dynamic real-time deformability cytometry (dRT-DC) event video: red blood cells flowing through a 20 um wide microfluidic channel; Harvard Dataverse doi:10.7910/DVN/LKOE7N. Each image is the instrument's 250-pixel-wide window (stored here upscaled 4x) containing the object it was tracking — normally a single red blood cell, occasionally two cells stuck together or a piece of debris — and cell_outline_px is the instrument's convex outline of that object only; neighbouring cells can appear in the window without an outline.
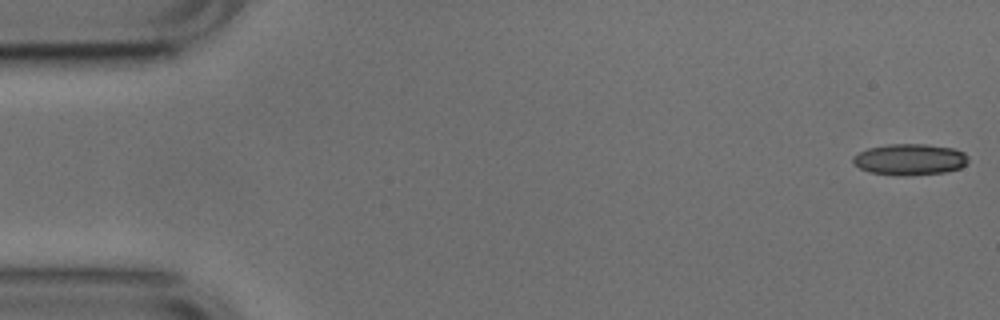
{"species": "common noctule bat (a hibernating species)", "species_latin": "Nyctalus noctula", "temperature_condition": "cold", "stored_images_in_passage": 52, "camera_frame_rate_fps": 3000, "um_per_image_px": 0.085, "animal": {"sex": "male", "body_mass_g": 17.9, "forearm_length_mm": 54.2}, "frame": {"image": 1, "passage_image": 1, "time_ms": 0.0, "image_size_px": [1000, 320], "cell_outline_px": [[968, 160], [960, 168], [944, 172], [908, 176], [896, 176], [868, 172], [860, 168], [852, 160], [852, 156], [868, 148], [888, 144], [924, 144], [956, 148], [964, 152], [968, 156]], "centroid_in_image_um": [77.33, 13.56], "position_along_channel_um": 7.7, "area_um2": 21.15}}
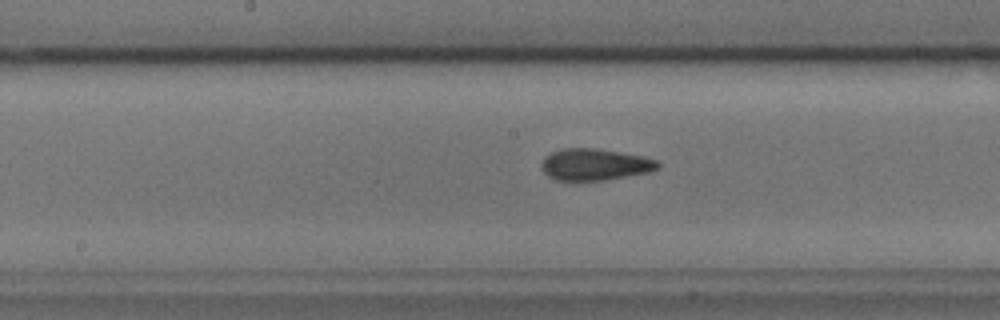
{"frame": {"image": 2, "passage_image": 26, "time_ms": 8.333, "image_size_px": [1000, 320], "cell_outline_px": [[660, 168], [648, 172], [604, 180], [556, 180], [548, 176], [544, 172], [540, 164], [544, 156], [560, 148], [596, 148], [644, 156], [656, 160], [660, 164]], "centroid_in_image_um": [50.54, 13.97], "position_along_channel_um": 197.7, "area_um2": 21.5}}
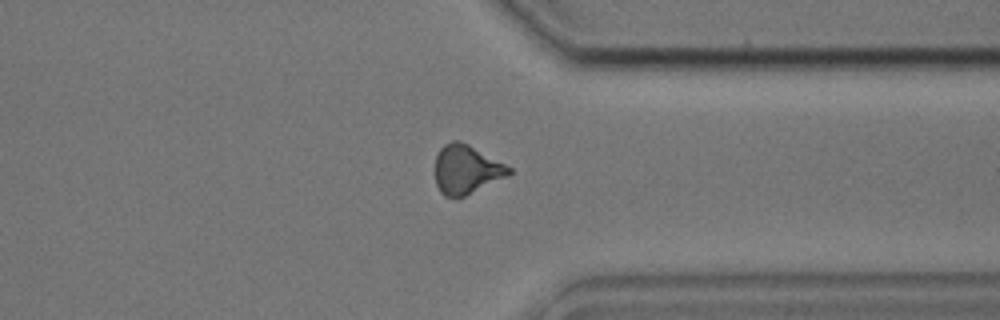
{"frame": {"image": 3, "passage_image": 40, "time_ms": 13.0, "image_size_px": [1000, 320], "cell_outline_px": [[512, 172], [508, 176], [456, 200], [444, 196], [440, 192], [436, 184], [436, 156], [440, 148], [444, 144], [452, 140], [460, 140], [468, 144], [512, 168]], "centroid_in_image_um": [39.62, 14.43], "position_along_channel_um": 371.8, "area_um2": 21.15}, "authors_computed_cell_mechanics": {"area_um2": 21.5016, "velocity_mm_per_s": 3.7905, "shape_relaxation_time_tau1_ms": 4.1613, "shape_relaxation_time_tau2_ms": 2.1311, "deformation_change_tau1": 0.1128, "deformation_change_tau2": 0.0749}}